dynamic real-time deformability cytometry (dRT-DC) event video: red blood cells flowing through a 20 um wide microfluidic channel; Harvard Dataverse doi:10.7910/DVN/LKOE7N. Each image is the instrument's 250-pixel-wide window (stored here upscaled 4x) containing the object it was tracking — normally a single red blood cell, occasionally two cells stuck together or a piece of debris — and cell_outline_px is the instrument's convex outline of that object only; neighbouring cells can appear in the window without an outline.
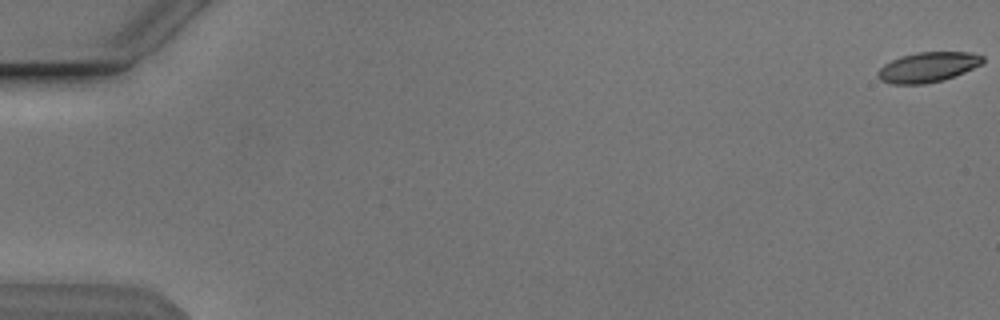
{"species": "Egyptian fruit bat (a non-hibernating species)", "species_latin": "Rousettus aegyptiacus", "temperature_condition": "cold", "stored_images_in_passage": 55, "camera_frame_rate_fps": 3000, "um_per_image_px": 0.085, "animal": {"sex": "male"}, "frame": {"image": 1, "passage_image": 1, "time_ms": 0.0, "image_size_px": [1000, 320], "cell_outline_px": [[984, 60], [980, 64], [964, 72], [944, 80], [924, 84], [892, 84], [880, 80], [876, 76], [876, 72], [884, 64], [900, 56], [916, 52], [972, 52], [984, 56]], "centroid_in_image_um": [78.83, 5.71], "position_along_channel_um": 6.2, "area_um2": 18.44}}
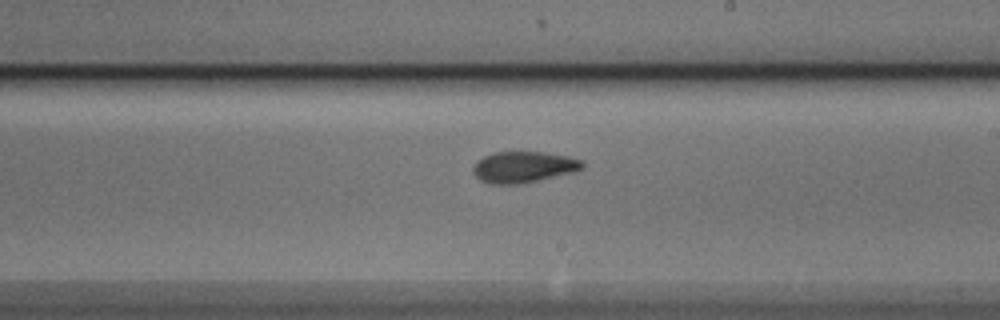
{"frame": {"image": 2, "passage_image": 33, "time_ms": 10.667, "image_size_px": [1000, 320], "cell_outline_px": [[584, 168], [572, 172], [524, 184], [488, 184], [480, 180], [472, 172], [472, 168], [476, 160], [492, 152], [544, 152], [568, 156], [580, 160], [584, 164]], "centroid_in_image_um": [44.45, 14.2], "position_along_channel_um": 244.5, "area_um2": 20.06}}
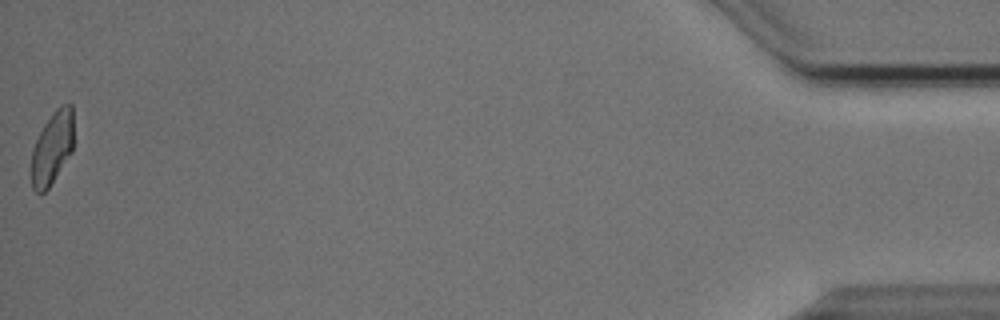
{"frame": {"image": 3, "passage_image": 55, "time_ms": 18.0, "image_size_px": [1000, 320], "cell_outline_px": [[72, 152], [48, 188], [44, 192], [36, 192], [32, 188], [32, 148], [44, 124], [56, 108], [60, 104], [72, 104]], "centroid_in_image_um": [4.43, 12.56], "position_along_channel_um": 430.8, "area_um2": 17.63}, "authors_computed_cell_mechanics": {"area_um2": 19.3052, "velocity_mm_per_s": 3.8412, "shape_relaxation_time_tau1_ms": 6.3804, "shape_relaxation_time_tau2_ms": 1.8389, "deformation_change_tau1": 0.1661, "deformation_change_tau2": 0.0687}}